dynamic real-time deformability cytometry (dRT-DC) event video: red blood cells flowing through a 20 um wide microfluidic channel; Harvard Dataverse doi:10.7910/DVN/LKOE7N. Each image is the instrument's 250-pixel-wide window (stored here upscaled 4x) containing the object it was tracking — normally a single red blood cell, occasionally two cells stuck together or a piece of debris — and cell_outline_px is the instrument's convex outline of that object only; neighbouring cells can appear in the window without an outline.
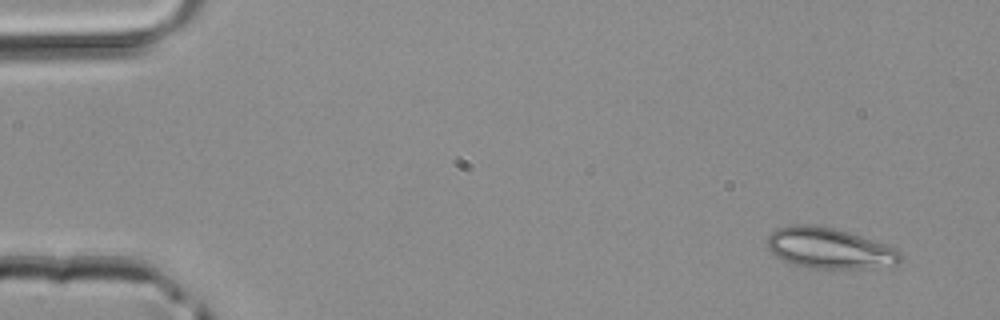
{"species": "common noctule bat (a hibernating species)", "species_latin": "Nyctalus noctula", "temperature_condition": "room temperature", "stored_images_in_passage": 4, "camera_frame_rate_fps": 3000, "um_per_image_px": 0.085, "animal": {"sex": "male", "body_mass_g": 20.4}, "frame": {"image": 1, "passage_image": 1, "time_ms": 0.0, "image_size_px": [1000, 320], "cell_outline_px": [[900, 260], [896, 264], [868, 268], [808, 268], [784, 260], [776, 256], [764, 244], [768, 236], [776, 228], [792, 224], [816, 224], [848, 232], [884, 244], [900, 252]], "centroid_in_image_um": [70.41, 21.08], "position_along_channel_um": 14.6, "area_um2": 31.33}}